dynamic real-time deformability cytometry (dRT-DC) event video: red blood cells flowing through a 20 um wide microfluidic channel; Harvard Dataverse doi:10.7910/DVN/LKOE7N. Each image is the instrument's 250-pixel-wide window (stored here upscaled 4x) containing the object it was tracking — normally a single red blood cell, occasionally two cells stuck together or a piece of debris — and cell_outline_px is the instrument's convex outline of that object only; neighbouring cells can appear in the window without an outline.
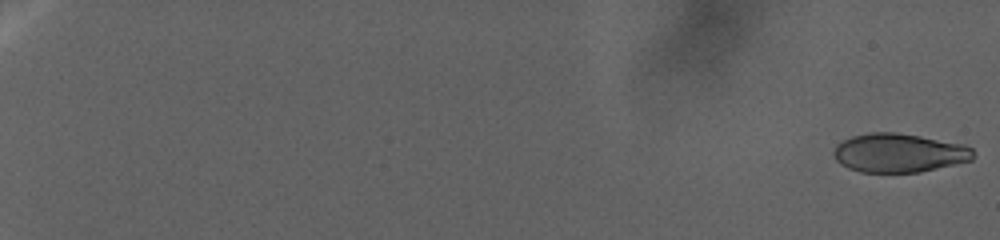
{"species": "human", "species_latin": "Homo sapiens", "temperature_condition": "warm", "stored_images_in_passage": 118, "camera_frame_rate_fps": 3000, "um_per_image_px": 0.085, "donor": {"sex": "female"}, "frame": {"image": 1, "passage_image": 1, "time_ms": 0.0, "image_size_px": [1000, 240], "cell_outline_px": [[976, 156], [972, 160], [920, 172], [860, 172], [848, 168], [840, 164], [836, 160], [832, 152], [836, 144], [852, 136], [872, 132], [896, 132], [920, 136], [964, 144], [972, 148]], "centroid_in_image_um": [76.41, 12.99], "position_along_channel_um": 8.6, "area_um2": 31.73}}
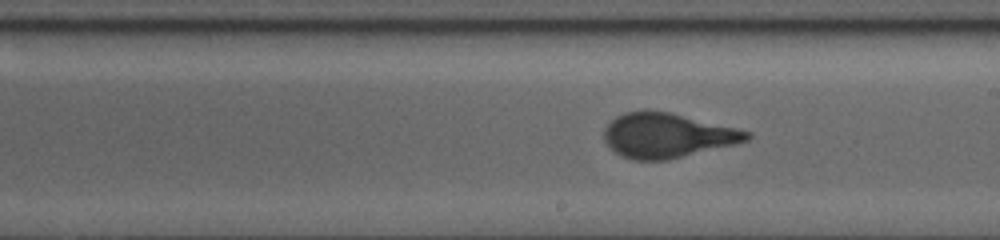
{"frame": {"image": 2, "passage_image": 64, "time_ms": 35.333, "image_size_px": [1000, 240], "cell_outline_px": [[752, 136], [748, 140], [736, 144], [668, 160], [632, 160], [620, 156], [604, 140], [604, 128], [616, 116], [624, 112], [672, 112], [752, 132]], "centroid_in_image_um": [56.74, 11.53], "position_along_channel_um": 232.3, "area_um2": 36.88}}
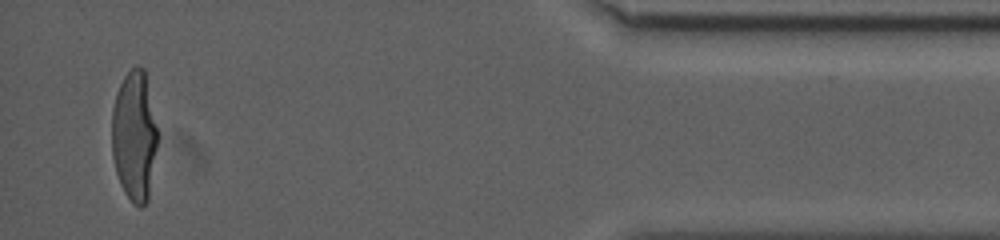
{"frame": {"image": 3, "passage_image": 113, "time_ms": 52.333, "image_size_px": [1000, 240], "cell_outline_px": [[156, 148], [148, 200], [140, 208], [124, 192], [120, 184], [116, 172], [112, 156], [112, 108], [116, 92], [124, 76], [136, 64], [140, 64], [144, 68], [156, 128]], "centroid_in_image_um": [11.39, 11.53], "position_along_channel_um": 423.8, "area_um2": 34.22}}